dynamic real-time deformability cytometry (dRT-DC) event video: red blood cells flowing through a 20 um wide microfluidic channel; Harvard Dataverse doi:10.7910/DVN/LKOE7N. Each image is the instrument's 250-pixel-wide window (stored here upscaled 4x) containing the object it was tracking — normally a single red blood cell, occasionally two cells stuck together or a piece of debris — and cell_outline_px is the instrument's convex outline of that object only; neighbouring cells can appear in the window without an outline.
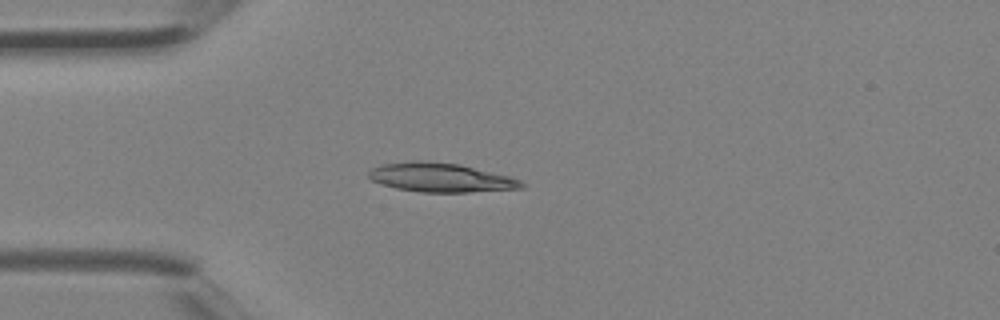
{"species": "Egyptian fruit bat (a non-hibernating species)", "species_latin": "Rousettus aegyptiacus", "temperature_condition": "room temperature", "stored_images_in_passage": 4, "camera_frame_rate_fps": 3000, "um_per_image_px": 0.085, "animal": {"sex": "female"}, "frame": {"image": 1, "passage_image": 4, "time_ms": 1.0, "image_size_px": [1000, 320], "cell_outline_px": [[524, 188], [468, 192], [420, 192], [396, 188], [372, 180], [368, 176], [368, 172], [372, 168], [380, 164], [412, 160], [428, 160], [460, 164], [512, 176], [520, 180], [524, 184]], "centroid_in_image_um": [37.47, 15.07], "position_along_channel_um": 47.5, "area_um2": 26.13}}